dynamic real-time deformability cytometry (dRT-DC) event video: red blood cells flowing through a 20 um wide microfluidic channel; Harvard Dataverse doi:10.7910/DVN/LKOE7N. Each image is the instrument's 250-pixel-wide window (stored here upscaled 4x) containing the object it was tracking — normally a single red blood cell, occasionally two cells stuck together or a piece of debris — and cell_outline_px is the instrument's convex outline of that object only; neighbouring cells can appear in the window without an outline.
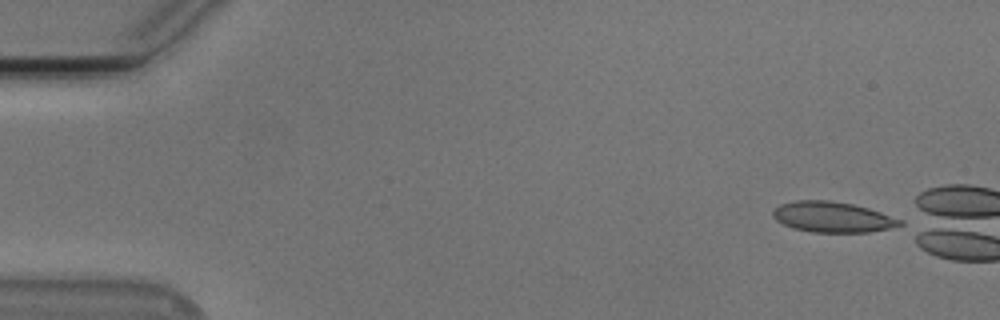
{"species": "Egyptian fruit bat (a non-hibernating species)", "species_latin": "Rousettus aegyptiacus", "temperature_condition": "cold", "stored_images_in_passage": 22, "camera_frame_rate_fps": 3000, "um_per_image_px": 0.085, "animal": {"sex": "male"}, "frame": {"image": 1, "passage_image": 1, "time_ms": 0.0, "image_size_px": [1000, 320], "cell_outline_px": [[904, 224], [888, 228], [868, 232], [812, 232], [792, 228], [776, 220], [772, 216], [772, 208], [780, 204], [796, 200], [828, 200], [852, 204], [868, 208], [904, 220]], "centroid_in_image_um": [70.73, 18.44], "position_along_channel_um": 14.3, "area_um2": 22.66}}
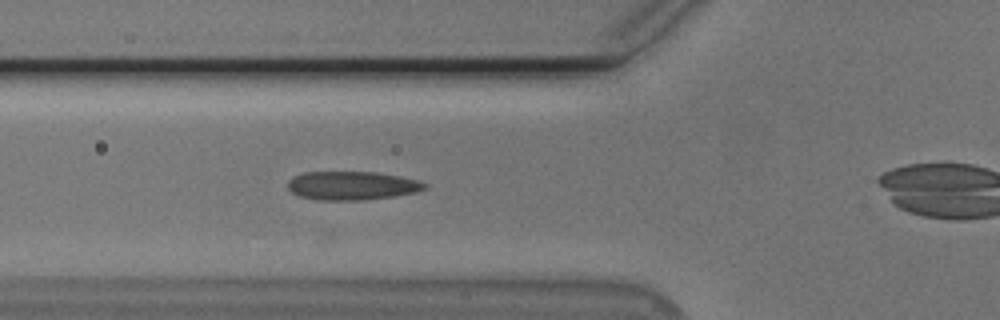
{"frame": {"image": 2, "passage_image": 17, "time_ms": 5.333, "image_size_px": [1000, 320], "cell_outline_px": [[428, 188], [416, 192], [396, 196], [364, 200], [320, 200], [300, 196], [292, 192], [288, 188], [288, 180], [304, 172], [376, 172], [400, 176], [420, 180], [428, 184]], "centroid_in_image_um": [29.98, 15.78], "position_along_channel_um": 95.8, "area_um2": 22.95}}